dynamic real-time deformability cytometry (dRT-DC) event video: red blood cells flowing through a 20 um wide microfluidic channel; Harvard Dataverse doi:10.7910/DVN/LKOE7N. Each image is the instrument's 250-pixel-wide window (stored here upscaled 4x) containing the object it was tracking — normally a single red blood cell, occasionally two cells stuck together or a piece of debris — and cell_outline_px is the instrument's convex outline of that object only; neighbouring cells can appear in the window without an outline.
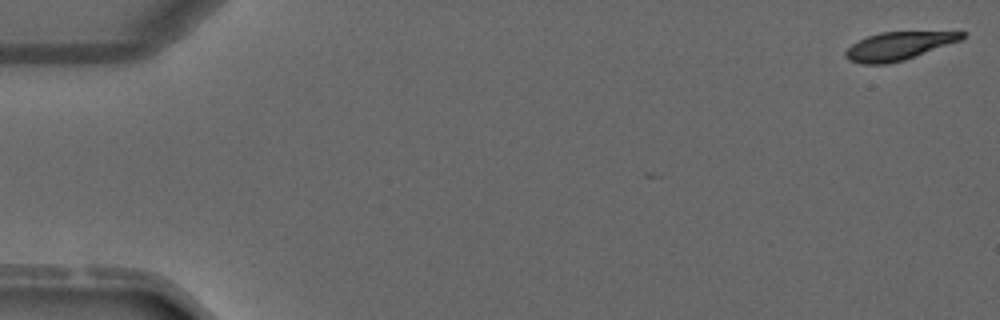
{"species": "common noctule bat (a hibernating species)", "species_latin": "Nyctalus noctula", "temperature_condition": "warm", "stored_images_in_passage": 5, "camera_frame_rate_fps": 3000, "um_per_image_px": 0.085, "animal": {"sex": "male", "forearm_length_mm": 52.5}, "frame": {"image": 1, "passage_image": 1, "time_ms": 0.0, "image_size_px": [1000, 320], "cell_outline_px": [[968, 32], [960, 40], [904, 60], [888, 64], [864, 64], [848, 60], [844, 56], [844, 52], [852, 44], [868, 36], [880, 32]], "centroid_in_image_um": [76.32, 3.92], "position_along_channel_um": 8.7, "area_um2": 18.73}}